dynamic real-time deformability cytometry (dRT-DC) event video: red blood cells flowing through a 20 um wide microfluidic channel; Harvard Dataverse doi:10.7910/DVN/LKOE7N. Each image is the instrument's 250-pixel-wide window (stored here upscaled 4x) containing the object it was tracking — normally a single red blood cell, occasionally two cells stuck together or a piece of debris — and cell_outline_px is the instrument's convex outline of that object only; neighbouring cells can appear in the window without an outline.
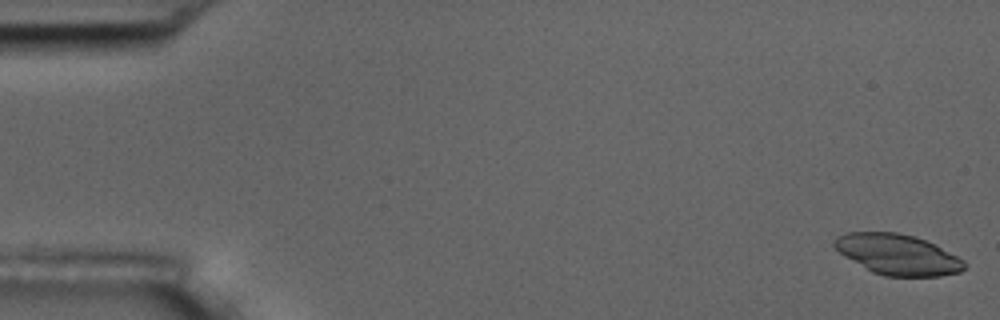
{"species": "common noctule bat (a hibernating species)", "species_latin": "Nyctalus noctula", "temperature_condition": "room temperature", "stored_images_in_passage": 56, "camera_frame_rate_fps": 3000, "um_per_image_px": 0.085, "animal": {"sex": "male", "body_mass_g": 17.5, "forearm_length_mm": 52.3}, "frame": {"image": 1, "passage_image": 1, "time_ms": 0.0, "image_size_px": [1000, 320], "cell_outline_px": [[964, 268], [960, 272], [940, 276], [884, 276], [872, 272], [844, 256], [832, 244], [832, 240], [836, 236], [848, 232], [896, 232], [916, 236], [964, 260]], "centroid_in_image_um": [76.24, 21.63], "position_along_channel_um": 8.8, "area_um2": 30.46}}